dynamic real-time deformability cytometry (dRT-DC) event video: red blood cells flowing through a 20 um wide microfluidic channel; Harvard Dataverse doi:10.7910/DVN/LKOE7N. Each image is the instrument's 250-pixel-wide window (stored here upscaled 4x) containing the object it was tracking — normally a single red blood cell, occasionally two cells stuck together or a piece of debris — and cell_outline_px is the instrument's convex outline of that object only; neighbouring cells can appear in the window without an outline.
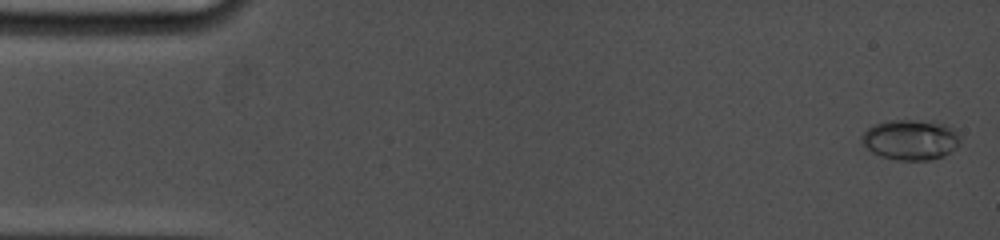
{"species": "common noctule bat (a hibernating species)", "species_latin": "Nyctalus noctula", "temperature_condition": "cold", "stored_images_in_passage": 45, "camera_frame_rate_fps": 5000, "um_per_image_px": 0.085, "animal": {"sex": "female", "body_mass_g": 19.0, "forearm_length_mm": 53.3}, "frame": {"image": 1, "passage_image": 1, "time_ms": 0.0, "image_size_px": [1000, 240], "cell_outline_px": [[960, 140], [956, 148], [944, 156], [928, 160], [896, 160], [880, 156], [872, 152], [860, 140], [860, 136], [872, 124], [888, 120], [932, 120], [956, 128], [960, 136]], "centroid_in_image_um": [77.42, 11.86], "position_along_channel_um": 7.6, "area_um2": 23.58}}
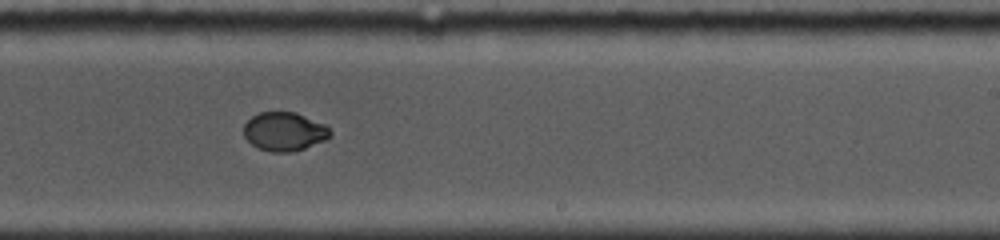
{"frame": {"image": 2, "passage_image": 25, "time_ms": 10.2, "image_size_px": [1000, 240], "cell_outline_px": [[332, 136], [324, 140], [304, 148], [288, 152], [272, 152], [256, 148], [244, 136], [244, 124], [252, 116], [260, 112], [296, 112], [324, 124], [332, 132]], "centroid_in_image_um": [24.16, 11.18], "position_along_channel_um": 264.8, "area_um2": 19.42}}
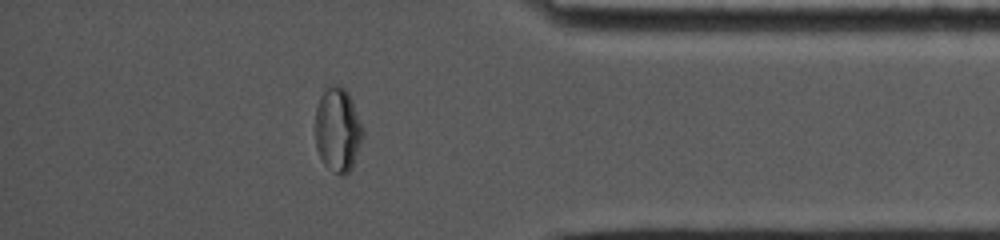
{"frame": {"image": 3, "passage_image": 40, "time_ms": 14.2, "image_size_px": [1000, 240], "cell_outline_px": [[364, 136], [352, 168], [344, 176], [340, 176], [332, 172], [324, 164], [316, 148], [316, 108], [320, 96], [332, 84], [336, 84], [344, 88], [348, 92], [364, 132]], "centroid_in_image_um": [28.71, 11.08], "position_along_channel_um": 406.5, "area_um2": 23.29}, "authors_computed_cell_mechanics": {"area_um2": 20.6346, "velocity_mm_per_s": 3.7976, "shape_relaxation_time_tau1_ms": 7.0708, "shape_relaxation_time_tau2_ms": null, "deformation_change_tau1": 0.2217, "deformation_change_tau2": null}}